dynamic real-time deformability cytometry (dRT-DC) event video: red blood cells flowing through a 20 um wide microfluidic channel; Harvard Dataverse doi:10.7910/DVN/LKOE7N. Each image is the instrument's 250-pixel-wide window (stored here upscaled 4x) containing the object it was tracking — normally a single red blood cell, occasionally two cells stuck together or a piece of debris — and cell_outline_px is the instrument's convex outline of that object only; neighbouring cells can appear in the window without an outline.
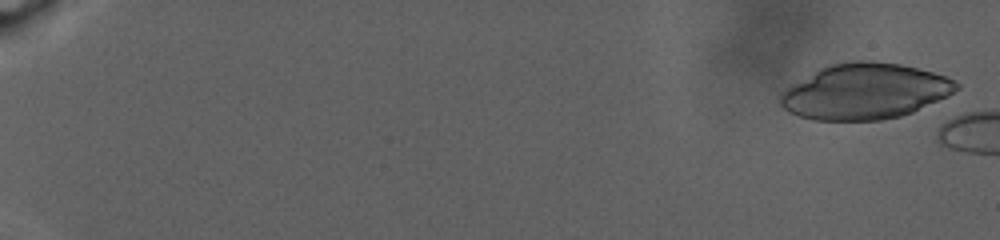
{"species": "human", "species_latin": "Homo sapiens", "temperature_condition": "warm", "stored_images_in_passage": 18, "camera_frame_rate_fps": 3000, "um_per_image_px": 0.085, "donor": {"sex": "male"}, "frame": {"image": 1, "passage_image": 4, "time_ms": 0.667, "image_size_px": [1000, 240], "cell_outline_px": [[960, 88], [948, 96], [912, 112], [900, 116], [880, 120], [812, 120], [788, 112], [780, 104], [780, 92], [820, 68], [828, 64], [852, 60], [872, 60], [900, 64], [932, 72], [956, 80], [960, 84]], "centroid_in_image_um": [73.52, 7.76], "position_along_channel_um": 11.5, "area_um2": 57.11}}